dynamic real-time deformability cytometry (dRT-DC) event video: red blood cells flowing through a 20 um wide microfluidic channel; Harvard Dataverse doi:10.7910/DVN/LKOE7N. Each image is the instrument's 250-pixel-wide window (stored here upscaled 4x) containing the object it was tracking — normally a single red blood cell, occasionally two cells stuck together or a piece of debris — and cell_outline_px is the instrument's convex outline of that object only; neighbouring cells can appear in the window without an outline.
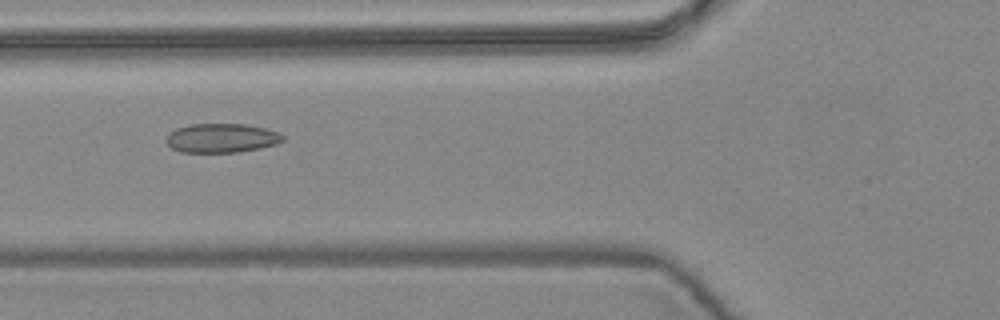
{"species": "common noctule bat (a hibernating species)", "species_latin": "Nyctalus noctula", "temperature_condition": "warm", "stored_images_in_passage": 6, "camera_frame_rate_fps": 3000, "um_per_image_px": 0.085, "animal": {"sex": "female", "body_mass_g": 24.6, "forearm_length_mm": 56.2}, "frame": {"image": 1, "passage_image": 6, "time_ms": 1.667, "image_size_px": [1000, 320], "cell_outline_px": [[284, 140], [276, 144], [260, 148], [236, 152], [180, 152], [172, 148], [164, 140], [176, 128], [188, 124], [244, 124], [264, 128], [276, 132], [284, 136]], "centroid_in_image_um": [18.81, 11.73], "position_along_channel_um": 107.0, "area_um2": 19.65}}